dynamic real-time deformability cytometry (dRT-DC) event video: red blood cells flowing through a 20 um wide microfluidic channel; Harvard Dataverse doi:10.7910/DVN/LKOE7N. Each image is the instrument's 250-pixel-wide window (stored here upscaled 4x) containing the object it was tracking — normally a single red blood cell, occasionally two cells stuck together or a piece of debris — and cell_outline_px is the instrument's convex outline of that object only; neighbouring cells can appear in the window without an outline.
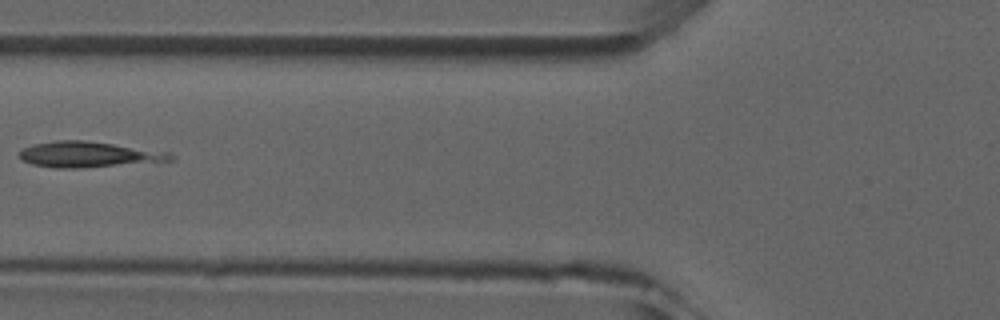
{"species": "common noctule bat (a hibernating species)", "species_latin": "Nyctalus noctula", "temperature_condition": "room temperature", "stored_images_in_passage": 6, "camera_frame_rate_fps": 3000, "um_per_image_px": 0.085, "animal": {"sex": "male", "forearm_length_mm": 52.5}, "frame": {"image": 1, "passage_image": 6, "time_ms": 6.0, "image_size_px": [1000, 320], "cell_outline_px": [[176, 160], [76, 168], [56, 168], [32, 164], [24, 160], [20, 156], [20, 152], [24, 148], [36, 144], [56, 140], [84, 140], [168, 152], [176, 156]], "centroid_in_image_um": [7.56, 13.13], "position_along_channel_um": 118.2, "area_um2": 22.14}}